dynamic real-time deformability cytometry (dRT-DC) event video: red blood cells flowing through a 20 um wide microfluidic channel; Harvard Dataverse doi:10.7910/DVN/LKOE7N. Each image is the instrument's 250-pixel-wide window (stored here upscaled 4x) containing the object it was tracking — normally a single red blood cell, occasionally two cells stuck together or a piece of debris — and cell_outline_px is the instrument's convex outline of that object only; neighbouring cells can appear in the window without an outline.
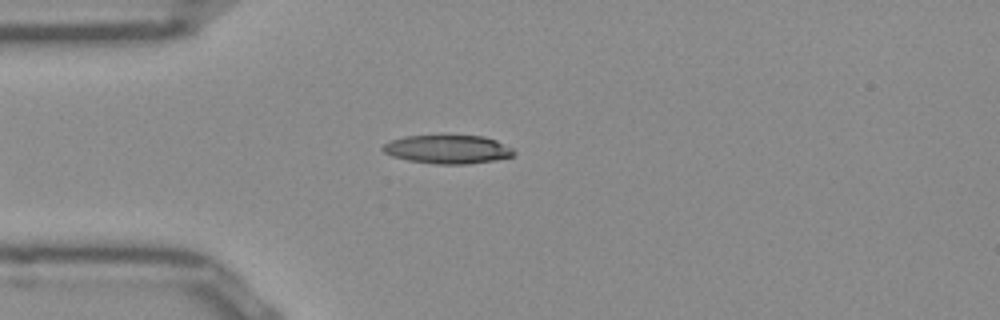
{"species": "Egyptian fruit bat (a non-hibernating species)", "species_latin": "Rousettus aegyptiacus", "temperature_condition": "room temperature", "stored_images_in_passage": 39, "camera_frame_rate_fps": 3000, "um_per_image_px": 0.085, "frame": {"image": 1, "passage_image": 1, "time_ms": 0.0, "image_size_px": [1000, 320], "cell_outline_px": [[516, 152], [512, 156], [492, 160], [468, 164], [436, 164], [408, 160], [392, 156], [384, 152], [380, 148], [384, 144], [392, 140], [404, 136], [484, 136], [496, 140], [512, 148]], "centroid_in_image_um": [38.04, 12.69], "position_along_channel_um": 47.0, "area_um2": 21.62}}
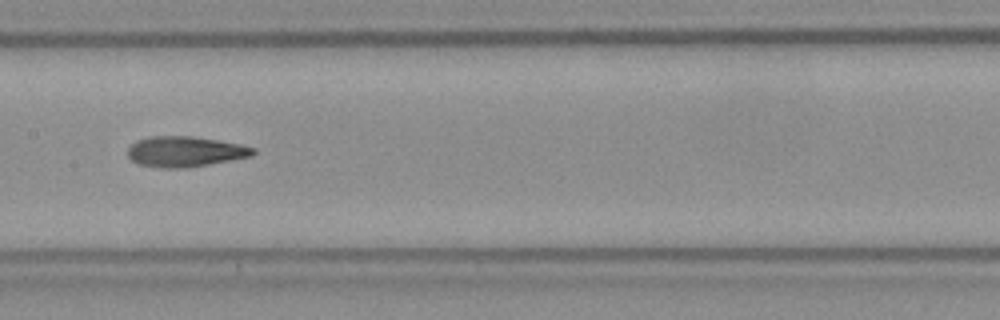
{"frame": {"image": 2, "passage_image": 13, "time_ms": 4.0, "image_size_px": [1000, 320], "cell_outline_px": [[256, 152], [252, 156], [208, 164], [180, 168], [164, 168], [140, 164], [132, 160], [128, 156], [128, 148], [136, 140], [148, 136], [192, 136], [240, 144], [256, 148]], "centroid_in_image_um": [15.73, 12.87], "position_along_channel_um": 191.7, "area_um2": 22.08}}
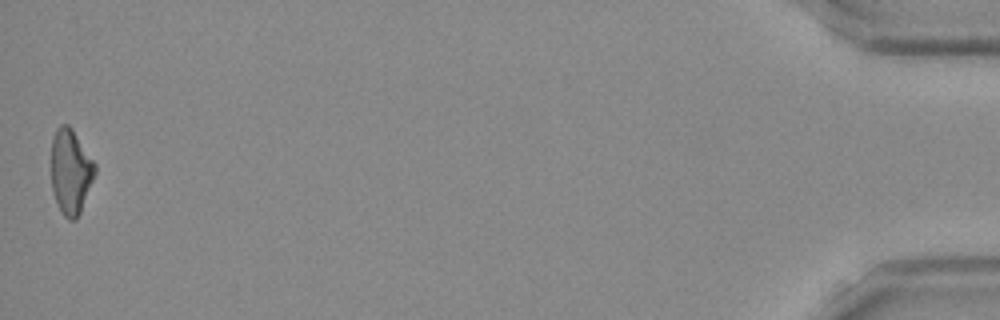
{"frame": {"image": 3, "passage_image": 39, "time_ms": 12.667, "image_size_px": [1000, 320], "cell_outline_px": [[96, 172], [80, 212], [76, 220], [68, 220], [64, 216], [52, 192], [52, 140], [56, 128], [60, 124], [68, 124], [72, 128], [96, 164]], "centroid_in_image_um": [6.01, 14.56], "position_along_channel_um": 429.2, "area_um2": 21.5}, "authors_computed_cell_mechanics": {"area_um2": 21.675, "velocity_mm_per_s": 3.9101, "shape_relaxation_time_tau1_ms": null, "shape_relaxation_time_tau2_ms": 2.1141, "deformation_change_tau1": null, "deformation_change_tau2": 0.1112}}